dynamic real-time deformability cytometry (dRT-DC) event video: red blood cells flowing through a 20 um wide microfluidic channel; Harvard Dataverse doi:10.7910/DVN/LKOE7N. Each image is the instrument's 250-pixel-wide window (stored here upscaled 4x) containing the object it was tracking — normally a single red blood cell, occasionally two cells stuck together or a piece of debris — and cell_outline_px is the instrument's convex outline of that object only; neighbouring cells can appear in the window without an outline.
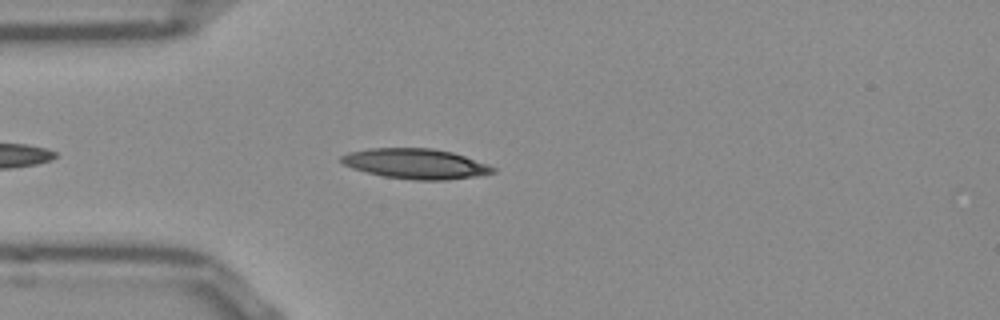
{"species": "Egyptian fruit bat (a non-hibernating species)", "species_latin": "Rousettus aegyptiacus", "temperature_condition": "room temperature", "stored_images_in_passage": 41, "camera_frame_rate_fps": 3000, "um_per_image_px": 0.085, "frame": {"image": 1, "passage_image": 5, "time_ms": 1.333, "image_size_px": [1000, 320], "cell_outline_px": [[496, 172], [476, 176], [444, 180], [416, 180], [384, 176], [352, 168], [344, 164], [340, 160], [340, 156], [348, 152], [368, 148], [432, 148], [452, 152], [464, 156], [496, 168]], "centroid_in_image_um": [35.3, 13.91], "position_along_channel_um": 49.7, "area_um2": 26.41}}
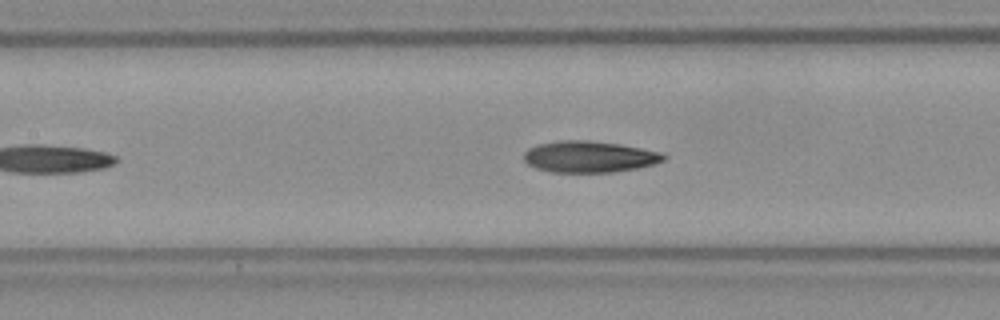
{"frame": {"image": 2, "passage_image": 14, "time_ms": 4.333, "image_size_px": [1000, 320], "cell_outline_px": [[668, 156], [664, 160], [652, 164], [636, 168], [612, 172], [548, 172], [536, 168], [528, 164], [524, 160], [524, 152], [528, 148], [540, 144], [560, 140], [588, 140], [620, 144], [660, 152]], "centroid_in_image_um": [50.06, 13.32], "position_along_channel_um": 157.3, "area_um2": 25.49}}
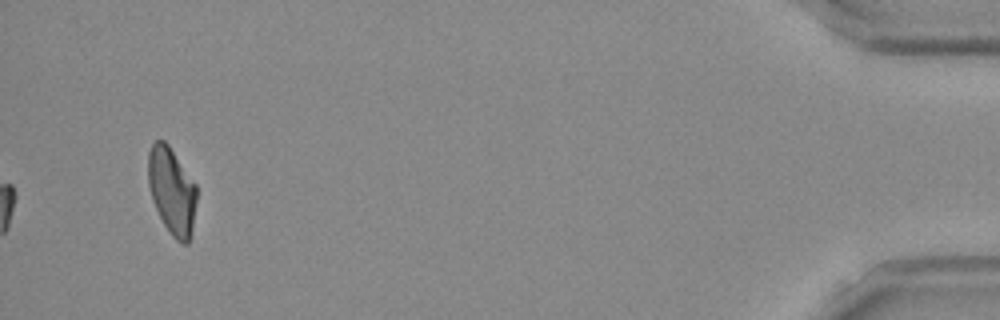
{"frame": {"image": 3, "passage_image": 41, "time_ms": 13.333, "image_size_px": [1000, 320], "cell_outline_px": [[196, 200], [192, 228], [188, 244], [184, 244], [176, 240], [172, 236], [164, 224], [152, 200], [148, 184], [148, 152], [152, 144], [156, 140], [164, 140], [168, 144], [196, 184]], "centroid_in_image_um": [14.59, 16.21], "position_along_channel_um": 420.6, "area_um2": 24.39}, "authors_computed_cell_mechanics": {"area_um2": 21.386, "velocity_mm_per_s": 3.8795, "shape_relaxation_time_tau1_ms": 2.2182, "shape_relaxation_time_tau2_ms": 11.2506, "deformation_change_tau1": 0.0804, "deformation_change_tau2": 0.1896}}